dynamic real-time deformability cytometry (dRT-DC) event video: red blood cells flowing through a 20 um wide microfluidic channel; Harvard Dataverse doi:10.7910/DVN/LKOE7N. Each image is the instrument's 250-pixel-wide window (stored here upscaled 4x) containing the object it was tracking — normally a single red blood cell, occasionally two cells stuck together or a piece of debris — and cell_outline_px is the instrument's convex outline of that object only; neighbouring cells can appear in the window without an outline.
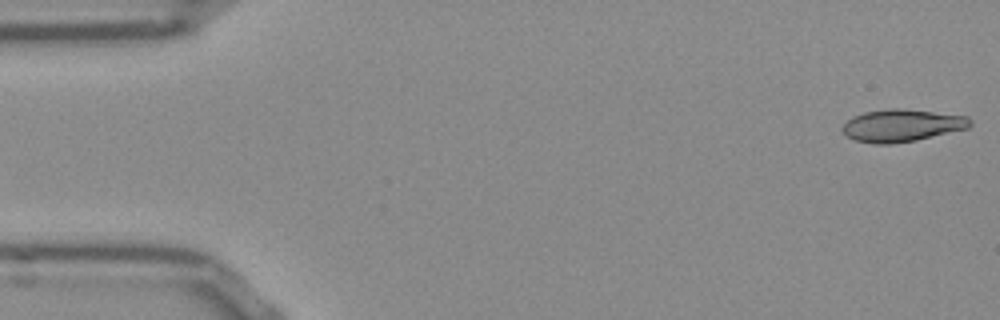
{"species": "Egyptian fruit bat (a non-hibernating species)", "species_latin": "Rousettus aegyptiacus", "temperature_condition": "room temperature", "stored_images_in_passage": 52, "camera_frame_rate_fps": 3000, "um_per_image_px": 0.085, "frame": {"image": 1, "passage_image": 1, "time_ms": 0.0, "image_size_px": [1000, 320], "cell_outline_px": [[972, 124], [968, 128], [916, 140], [892, 144], [876, 144], [852, 140], [840, 128], [852, 116], [864, 112], [892, 108], [900, 108], [968, 116], [972, 120]], "centroid_in_image_um": [76.65, 10.67], "position_along_channel_um": 8.4, "area_um2": 24.1}}
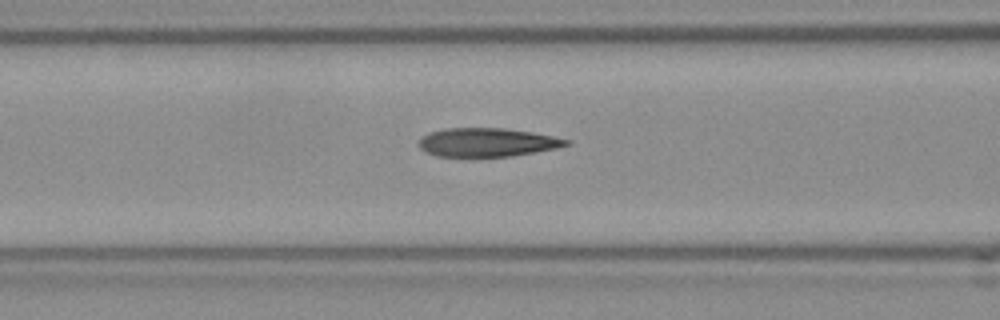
{"frame": {"image": 2, "passage_image": 20, "time_ms": 6.333, "image_size_px": [1000, 320], "cell_outline_px": [[572, 144], [556, 148], [512, 156], [436, 156], [424, 152], [420, 148], [420, 140], [428, 132], [444, 128], [504, 128], [532, 132], [572, 140]], "centroid_in_image_um": [41.43, 12.09], "position_along_channel_um": 125.2, "area_um2": 24.57}}
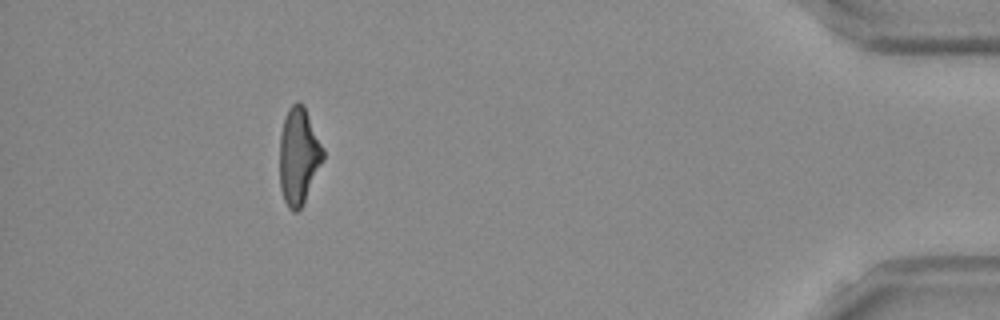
{"frame": {"image": 3, "passage_image": 47, "time_ms": 15.333, "image_size_px": [1000, 320], "cell_outline_px": [[324, 160], [300, 208], [296, 212], [292, 212], [288, 208], [284, 200], [280, 188], [280, 136], [284, 120], [288, 108], [296, 100], [300, 100], [304, 104], [324, 148]], "centroid_in_image_um": [25.39, 13.22], "position_along_channel_um": 409.8, "area_um2": 24.62}, "authors_computed_cell_mechanics": {"area_um2": 25.0852, "velocity_mm_per_s": 3.8516, "shape_relaxation_time_tau1_ms": 7.2285, "shape_relaxation_time_tau2_ms": 2.9126, "deformation_change_tau1": 0.2179, "deformation_change_tau2": 0.0907}}